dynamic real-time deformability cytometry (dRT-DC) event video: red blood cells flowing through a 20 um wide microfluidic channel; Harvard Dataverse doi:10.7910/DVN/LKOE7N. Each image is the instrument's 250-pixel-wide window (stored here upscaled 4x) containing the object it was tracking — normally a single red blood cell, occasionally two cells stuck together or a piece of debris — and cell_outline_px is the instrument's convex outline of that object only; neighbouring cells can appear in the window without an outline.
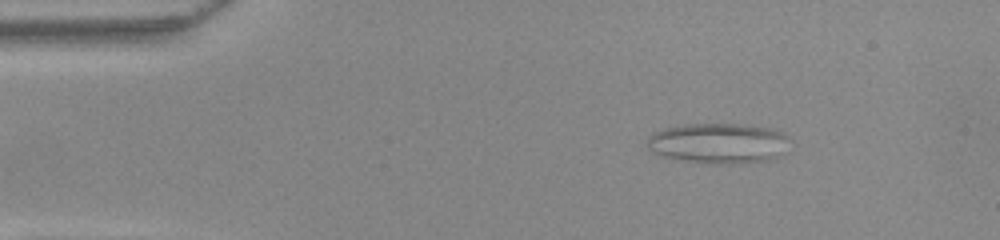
{"species": "common noctule bat (a hibernating species)", "species_latin": "Nyctalus noctula", "temperature_condition": "warm", "stored_images_in_passage": 51, "camera_frame_rate_fps": 3000, "um_per_image_px": 0.085, "animal": {"sex": "female", "body_mass_g": 22.0, "forearm_length_mm": 56.7}, "frame": {"image": 1, "passage_image": 7, "time_ms": 2.0, "image_size_px": [1000, 240], "cell_outline_px": [[788, 136], [776, 156], [768, 160], [744, 164], [704, 164], [680, 160], [660, 156], [652, 152], [648, 148], [648, 136], [652, 132], [664, 128], [684, 124], [740, 124], [768, 128], [784, 132]], "centroid_in_image_um": [60.95, 12.19], "position_along_channel_um": 24.0, "area_um2": 33.52}}
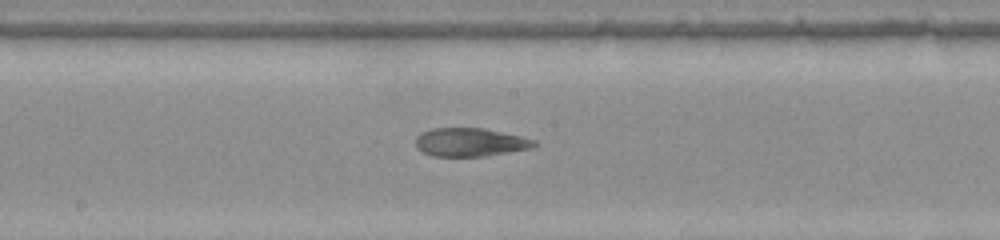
{"frame": {"image": 2, "passage_image": 26, "time_ms": 8.333, "image_size_px": [1000, 240], "cell_outline_px": [[536, 148], [484, 156], [432, 156], [416, 148], [416, 136], [432, 128], [484, 128], [520, 136], [536, 140]], "centroid_in_image_um": [39.99, 12.09], "position_along_channel_um": 208.2, "area_um2": 19.65}}
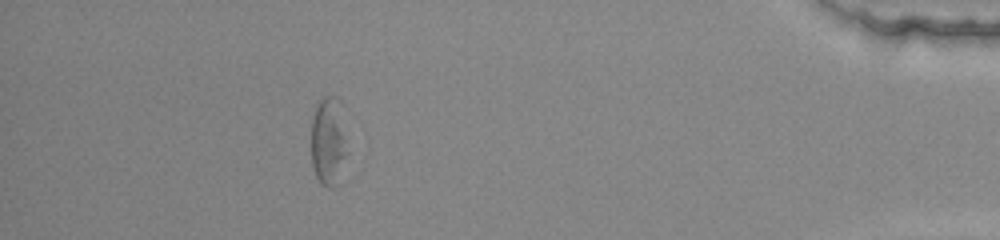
{"frame": {"image": 3, "passage_image": 45, "time_ms": 14.667, "image_size_px": [1000, 240], "cell_outline_px": [[348, 152], [340, 184], [332, 188], [328, 188], [320, 184], [312, 168], [312, 120], [316, 108], [320, 100], [324, 96], [336, 96], [340, 100]], "centroid_in_image_um": [27.95, 12.09], "position_along_channel_um": 407.2, "area_um2": 19.25}, "authors_computed_cell_mechanics": {"area_um2": 20.6924, "velocity_mm_per_s": 3.9981, "shape_relaxation_time_tau1_ms": null, "shape_relaxation_time_tau2_ms": 3.0209, "deformation_change_tau1": null, "deformation_change_tau2": 0.1119}}